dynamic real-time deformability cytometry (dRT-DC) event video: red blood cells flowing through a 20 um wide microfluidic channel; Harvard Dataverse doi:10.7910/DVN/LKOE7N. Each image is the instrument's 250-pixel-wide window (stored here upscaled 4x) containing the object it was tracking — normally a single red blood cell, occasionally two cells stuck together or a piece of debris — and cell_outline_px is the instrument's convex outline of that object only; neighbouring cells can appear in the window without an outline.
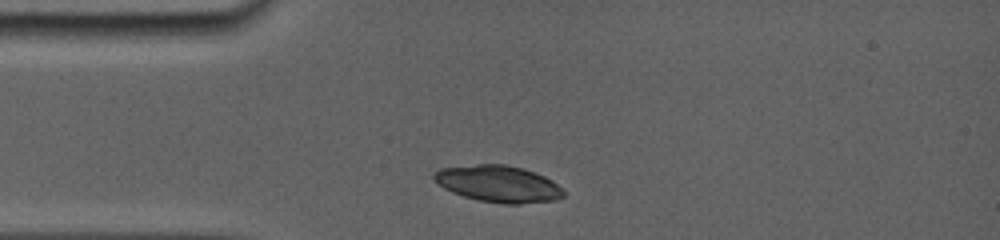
{"species": "common noctule bat (a hibernating species)", "species_latin": "Nyctalus noctula", "temperature_condition": "room temperature", "stored_images_in_passage": 7, "camera_frame_rate_fps": 5000, "um_per_image_px": 0.085, "animal": {"sex": "female", "body_mass_g": 19.0, "forearm_length_mm": 56.7}, "frame": {"image": 1, "passage_image": 1, "time_ms": 0.0, "image_size_px": [1000, 240], "cell_outline_px": [[564, 196], [556, 200], [520, 204], [504, 204], [476, 200], [452, 192], [444, 188], [432, 180], [432, 176], [440, 168], [476, 164], [508, 164], [524, 168], [544, 176], [552, 180], [564, 192]], "centroid_in_image_um": [42.34, 15.62], "position_along_channel_um": 42.7, "area_um2": 27.86}}